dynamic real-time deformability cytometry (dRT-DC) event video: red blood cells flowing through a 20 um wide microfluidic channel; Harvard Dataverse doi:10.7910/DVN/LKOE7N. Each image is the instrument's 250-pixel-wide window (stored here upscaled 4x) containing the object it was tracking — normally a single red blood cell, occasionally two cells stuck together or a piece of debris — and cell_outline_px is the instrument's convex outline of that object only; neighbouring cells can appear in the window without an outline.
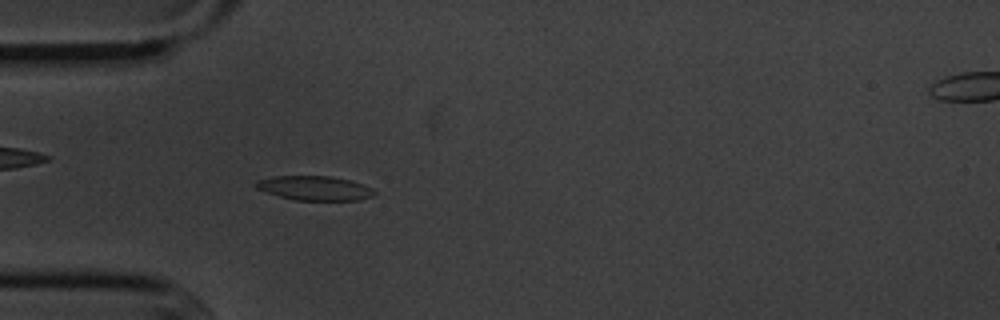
{"species": "common noctule bat (a hibernating species)", "species_latin": "Nyctalus noctula", "temperature_condition": "cold", "stored_images_in_passage": 55, "camera_frame_rate_fps": 3000, "um_per_image_px": 0.085, "animal": {"sex": "male", "body_mass_g": 20.1, "forearm_length_mm": 53.5}, "frame": {"image": 1, "passage_image": 16, "time_ms": 5.0, "image_size_px": [1000, 320], "cell_outline_px": [[376, 192], [372, 196], [360, 200], [296, 200], [280, 196], [256, 188], [252, 184], [256, 180], [276, 176], [328, 176], [352, 180], [364, 184], [372, 188]], "centroid_in_image_um": [26.76, 15.98], "position_along_channel_um": 58.2, "area_um2": 16.82}}
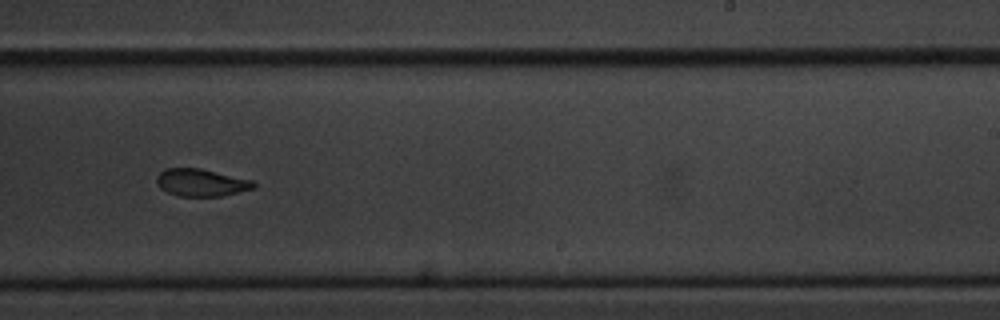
{"frame": {"image": 2, "passage_image": 34, "time_ms": 11.0, "image_size_px": [1000, 320], "cell_outline_px": [[256, 188], [220, 196], [180, 196], [168, 192], [160, 188], [156, 184], [156, 176], [164, 168], [200, 168], [252, 180], [256, 184]], "centroid_in_image_um": [17.08, 15.51], "position_along_channel_um": 271.9, "area_um2": 15.49}}
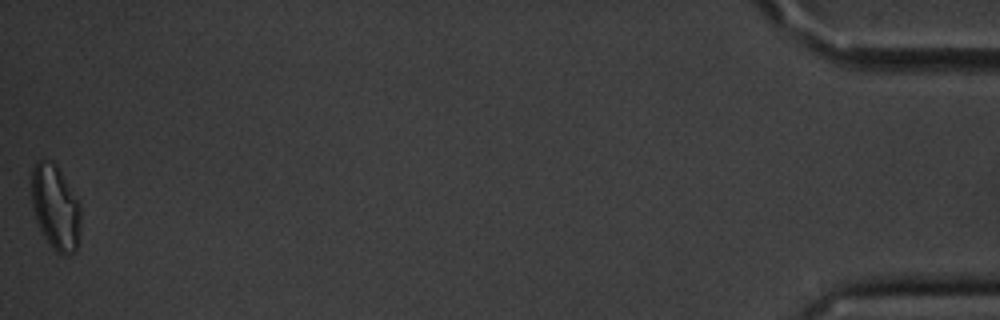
{"frame": {"image": 3, "passage_image": 55, "time_ms": 18.0, "image_size_px": [1000, 320], "cell_outline_px": [[80, 224], [76, 248], [68, 256], [64, 256], [56, 252], [52, 248], [44, 236], [36, 220], [32, 208], [32, 168], [40, 160], [44, 160], [56, 164], [80, 204]], "centroid_in_image_um": [4.71, 17.65], "position_along_channel_um": 430.5, "area_um2": 23.99}, "authors_computed_cell_mechanics": {"area_um2": 16.5886, "velocity_mm_per_s": 3.6162, "shape_relaxation_time_tau1_ms": 6.1408, "shape_relaxation_time_tau2_ms": 2.9671, "deformation_change_tau1": 0.1422, "deformation_change_tau2": 0.0777}}